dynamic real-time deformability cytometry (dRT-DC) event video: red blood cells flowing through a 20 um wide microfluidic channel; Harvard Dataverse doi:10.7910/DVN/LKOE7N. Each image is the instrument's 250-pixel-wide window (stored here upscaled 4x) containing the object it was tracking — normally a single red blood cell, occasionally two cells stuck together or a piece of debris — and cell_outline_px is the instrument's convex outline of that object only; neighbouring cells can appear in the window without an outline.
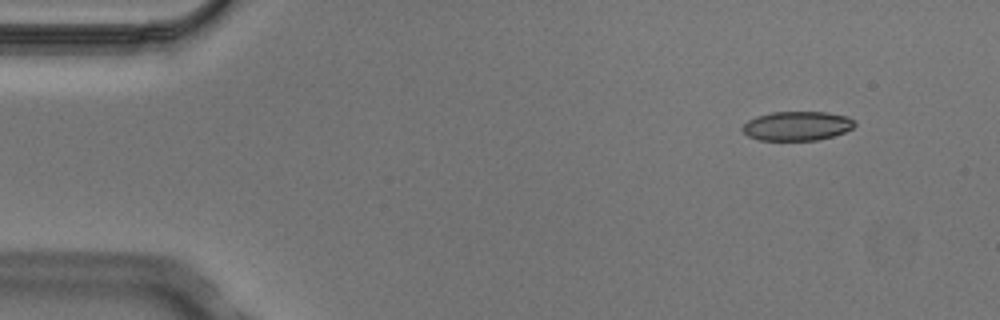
{"species": "Egyptian fruit bat (a non-hibernating species)", "species_latin": "Rousettus aegyptiacus", "temperature_condition": "cold", "stored_images_in_passage": 4, "camera_frame_rate_fps": 3000, "um_per_image_px": 0.085, "animal": {"sex": "male"}, "frame": {"image": 1, "passage_image": 2, "time_ms": 0.333, "image_size_px": [1000, 320], "cell_outline_px": [[856, 124], [852, 128], [844, 132], [832, 136], [816, 140], [760, 140], [748, 136], [740, 128], [748, 120], [756, 116], [772, 112], [828, 112], [848, 116], [856, 120]], "centroid_in_image_um": [67.76, 10.69], "position_along_channel_um": 17.2, "area_um2": 19.19}}
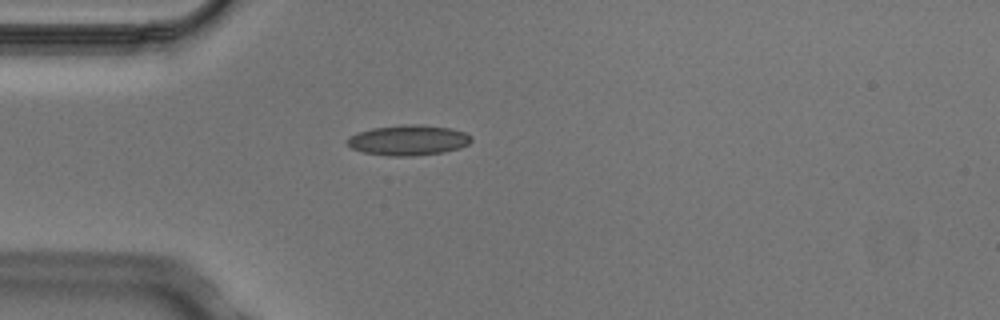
{"frame": {"image": 2, "passage_image": 4, "time_ms": 1.0, "image_size_px": [1000, 320], "cell_outline_px": [[472, 140], [468, 144], [460, 148], [444, 152], [412, 156], [388, 156], [364, 152], [352, 148], [344, 140], [360, 132], [372, 128], [404, 124], [420, 124], [452, 128], [464, 132], [472, 136]], "centroid_in_image_um": [34.74, 11.91], "position_along_channel_um": 50.3, "area_um2": 21.96}}